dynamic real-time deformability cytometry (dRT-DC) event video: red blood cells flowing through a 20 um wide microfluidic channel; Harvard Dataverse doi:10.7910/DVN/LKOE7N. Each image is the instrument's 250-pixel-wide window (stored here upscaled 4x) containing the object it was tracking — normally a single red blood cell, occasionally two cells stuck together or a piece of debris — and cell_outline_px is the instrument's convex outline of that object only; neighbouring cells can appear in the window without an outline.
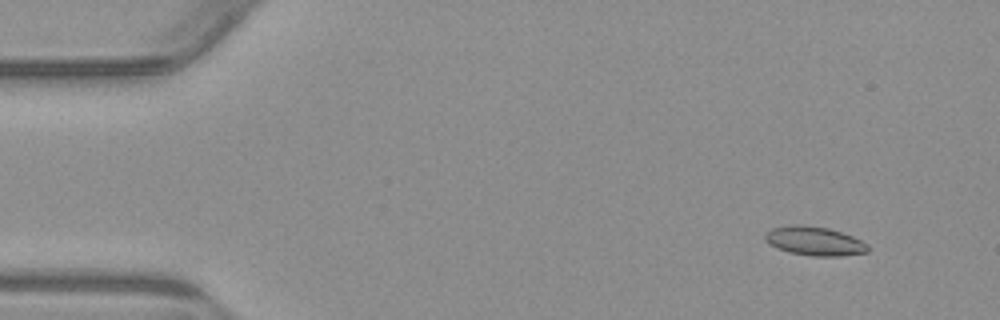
{"species": "common noctule bat (a hibernating species)", "species_latin": "Nyctalus noctula", "temperature_condition": "warm", "stored_images_in_passage": 54, "camera_frame_rate_fps": 3000, "um_per_image_px": 0.085, "animal": {"sex": "male", "body_mass_g": 23.1, "forearm_length_mm": 52.7}, "frame": {"image": 1, "passage_image": 5, "time_ms": 1.333, "image_size_px": [1000, 320], "cell_outline_px": [[868, 252], [840, 256], [812, 256], [788, 252], [776, 248], [768, 244], [764, 240], [764, 232], [772, 228], [792, 224], [800, 224], [828, 228], [852, 236], [868, 244]], "centroid_in_image_um": [69.17, 20.49], "position_along_channel_um": 15.8, "area_um2": 17.51}}
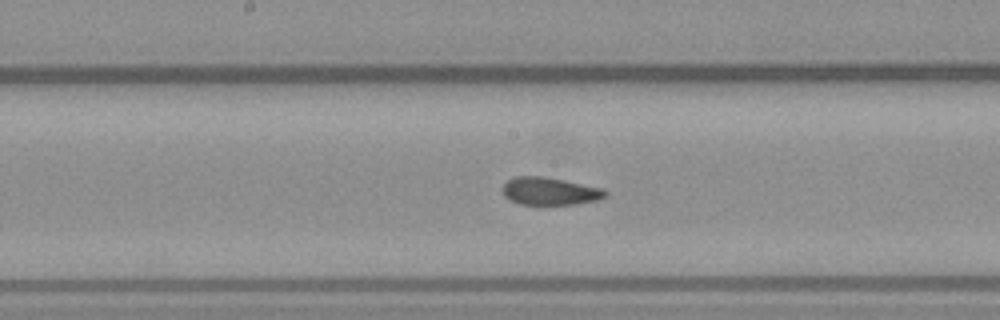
{"frame": {"image": 2, "passage_image": 28, "time_ms": 9.0, "image_size_px": [1000, 320], "cell_outline_px": [[608, 196], [596, 200], [576, 204], [520, 204], [508, 200], [504, 196], [504, 184], [508, 180], [516, 176], [544, 176], [564, 180], [600, 188], [608, 192]], "centroid_in_image_um": [46.72, 16.25], "position_along_channel_um": 201.5, "area_um2": 16.42}}
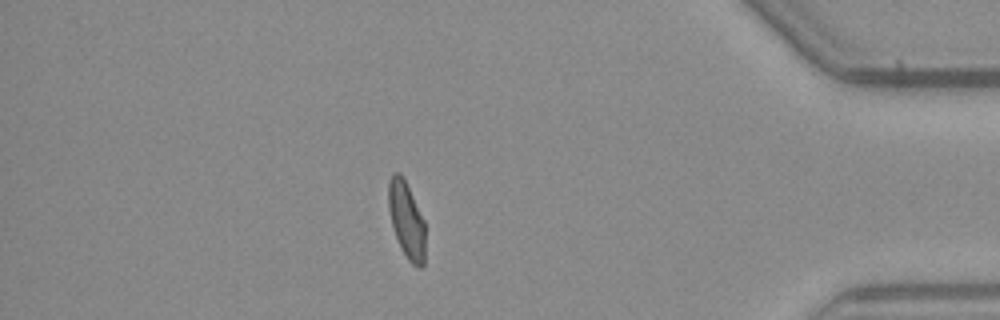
{"frame": {"image": 3, "passage_image": 47, "time_ms": 15.333, "image_size_px": [1000, 320], "cell_outline_px": [[424, 264], [420, 268], [416, 268], [408, 260], [400, 248], [392, 224], [388, 208], [388, 180], [392, 172], [400, 172], [404, 176], [424, 220]], "centroid_in_image_um": [34.54, 18.65], "position_along_channel_um": 400.7, "area_um2": 16.59}, "authors_computed_cell_mechanics": {"area_um2": 16.9354, "velocity_mm_per_s": 3.8304, "shape_relaxation_time_tau1_ms": 8.571, "shape_relaxation_time_tau2_ms": 1.2393, "deformation_change_tau1": 0.2177, "deformation_change_tau2": 0.0692}}